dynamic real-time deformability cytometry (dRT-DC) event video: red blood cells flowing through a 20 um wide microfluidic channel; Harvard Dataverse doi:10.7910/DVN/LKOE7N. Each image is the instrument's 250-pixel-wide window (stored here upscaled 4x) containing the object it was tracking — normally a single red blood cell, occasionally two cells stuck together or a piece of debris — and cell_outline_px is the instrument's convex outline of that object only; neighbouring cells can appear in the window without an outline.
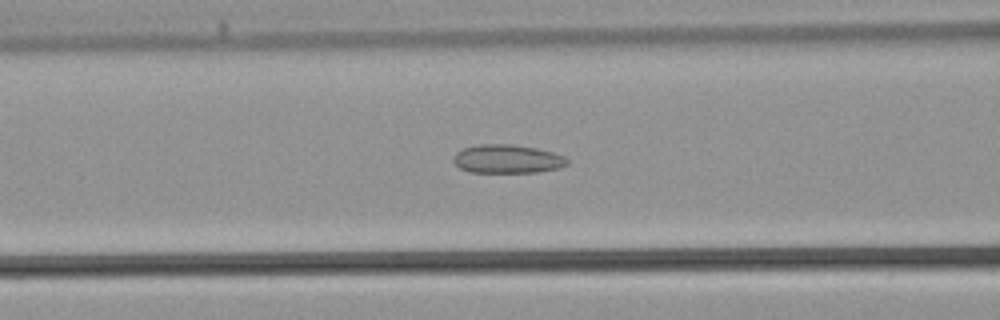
{"species": "common noctule bat (a hibernating species)", "species_latin": "Nyctalus noctula", "temperature_condition": "warm", "stored_images_in_passage": 28, "camera_frame_rate_fps": 3000, "um_per_image_px": 0.085, "animal": {"sex": "male", "body_mass_g": 21.5, "forearm_length_mm": 52.0}, "frame": {"image": 1, "passage_image": 11, "time_ms": 3.333, "image_size_px": [1000, 320], "cell_outline_px": [[568, 164], [560, 168], [536, 172], [468, 172], [460, 168], [452, 160], [456, 152], [464, 148], [480, 144], [512, 144], [536, 148], [552, 152], [564, 156], [568, 160]], "centroid_in_image_um": [43.12, 13.51], "position_along_channel_um": 123.5, "area_um2": 18.96}}
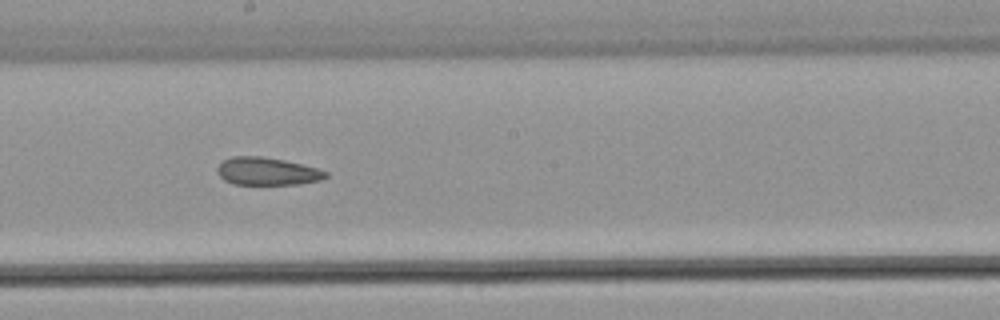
{"frame": {"image": 2, "passage_image": 17, "time_ms": 5.333, "image_size_px": [1000, 320], "cell_outline_px": [[328, 176], [320, 180], [300, 184], [232, 184], [224, 180], [216, 172], [216, 168], [224, 160], [232, 156], [264, 156], [284, 160], [316, 168], [328, 172]], "centroid_in_image_um": [22.68, 14.56], "position_along_channel_um": 225.5, "area_um2": 17.51}}
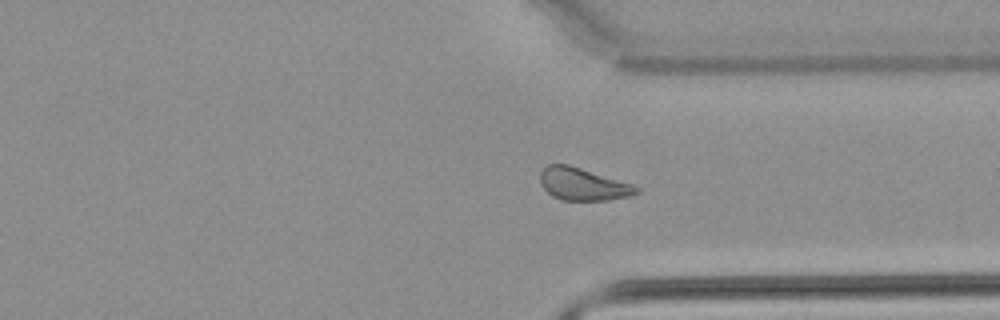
{"frame": {"image": 3, "passage_image": 25, "time_ms": 8.0, "image_size_px": [1000, 320], "cell_outline_px": [[640, 192], [628, 196], [608, 200], [560, 200], [552, 196], [540, 184], [540, 172], [548, 164], [568, 164], [632, 184], [640, 188]], "centroid_in_image_um": [49.53, 15.66], "position_along_channel_um": 361.9, "area_um2": 18.09}}